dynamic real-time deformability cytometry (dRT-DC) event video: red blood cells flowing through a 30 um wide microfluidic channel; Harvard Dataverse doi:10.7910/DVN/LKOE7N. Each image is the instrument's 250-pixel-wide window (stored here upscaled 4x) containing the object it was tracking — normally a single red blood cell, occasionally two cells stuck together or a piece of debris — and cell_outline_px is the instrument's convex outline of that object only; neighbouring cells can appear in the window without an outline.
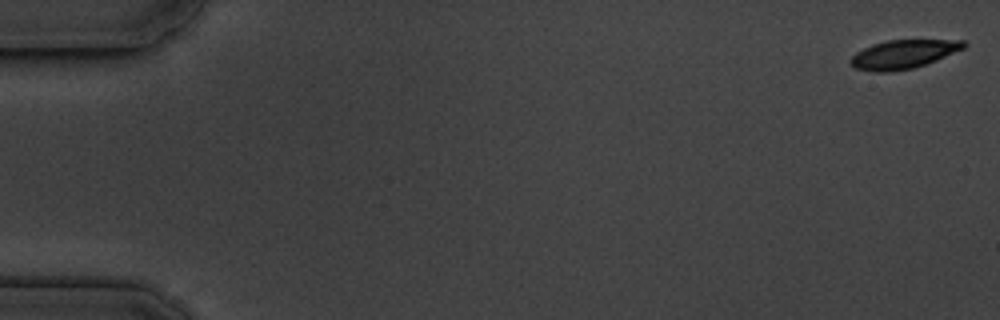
{"species": "common noctule bat (a hibernating species)", "species_latin": "Nyctalus noctula", "temperature_condition": "cold", "stored_images_in_passage": 56, "camera_frame_rate_fps": 3000, "um_per_image_px": 0.085, "animal": {"sex": "male", "body_mass_g": 19.5, "forearm_length_mm": 54.6}, "frame": {"image": 1, "passage_image": 1, "time_ms": 0.0, "image_size_px": [1000, 320], "cell_outline_px": [[968, 44], [964, 48], [936, 60], [912, 68], [888, 72], [876, 72], [856, 68], [848, 60], [856, 52], [872, 44], [888, 40], [964, 40]], "centroid_in_image_um": [76.78, 4.6], "position_along_channel_um": 8.2, "area_um2": 18.73}}
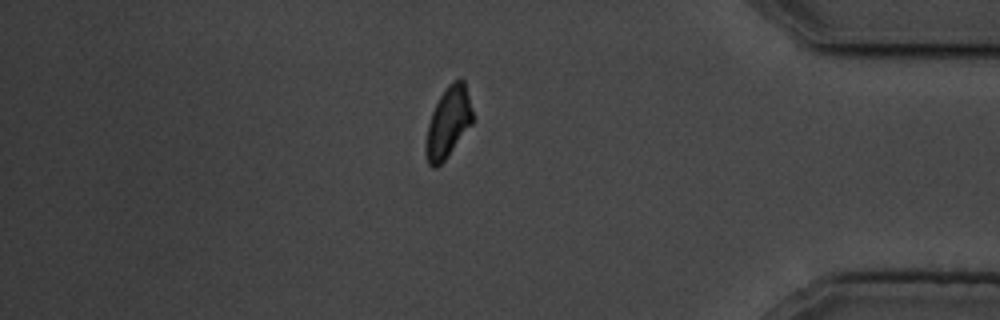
{"frame": {"image": 2, "passage_image": 48, "time_ms": 15.667, "image_size_px": [1000, 320], "cell_outline_px": [[472, 124], [444, 160], [436, 168], [432, 168], [428, 164], [424, 152], [424, 148], [428, 124], [432, 112], [440, 96], [448, 84], [452, 80], [460, 76], [464, 80], [472, 112]], "centroid_in_image_um": [38.07, 10.4], "position_along_channel_um": 397.1, "area_um2": 19.19}}
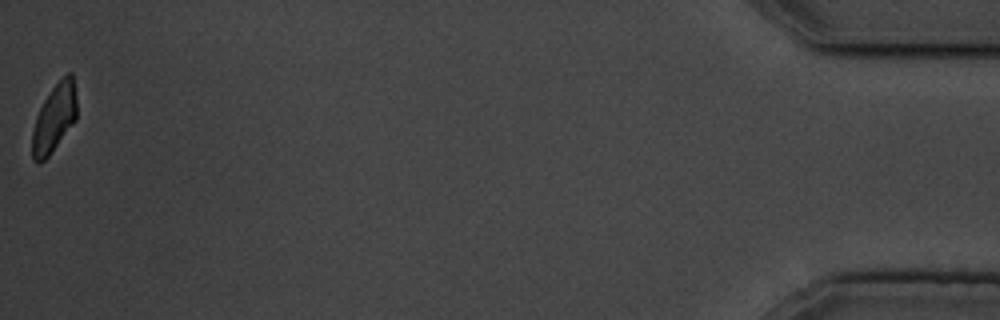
{"frame": {"image": 3, "passage_image": 56, "time_ms": 18.333, "image_size_px": [1000, 320], "cell_outline_px": [[76, 120], [52, 152], [40, 164], [36, 164], [32, 160], [32, 132], [36, 116], [44, 100], [52, 88], [68, 72], [72, 72], [76, 96]], "centroid_in_image_um": [4.6, 10.08], "position_along_channel_um": 430.6, "area_um2": 17.69}, "authors_computed_cell_mechanics": {"area_um2": 19.8832, "velocity_mm_per_s": 3.6122, "shape_relaxation_time_tau1_ms": 1.9587, "shape_relaxation_time_tau2_ms": 4.0907, "deformation_change_tau1": 0.1172, "deformation_change_tau2": 0.0955}}